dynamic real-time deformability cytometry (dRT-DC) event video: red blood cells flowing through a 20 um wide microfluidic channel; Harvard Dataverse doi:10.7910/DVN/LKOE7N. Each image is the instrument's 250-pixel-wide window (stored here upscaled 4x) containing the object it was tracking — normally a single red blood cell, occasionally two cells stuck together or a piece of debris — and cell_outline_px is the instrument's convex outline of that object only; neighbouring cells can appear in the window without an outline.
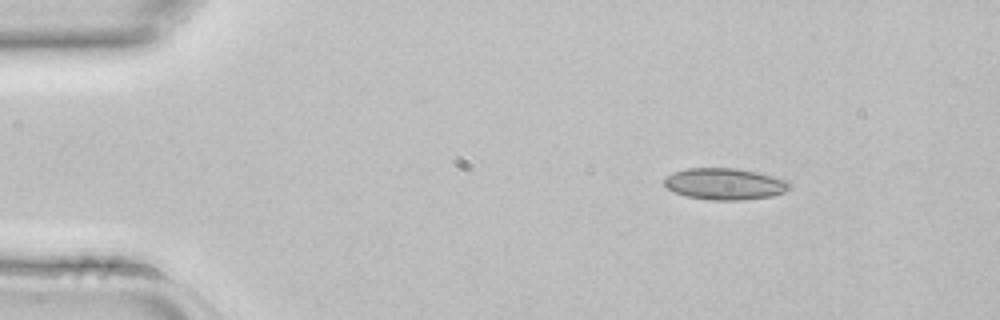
{"species": "common noctule bat (a hibernating species)", "species_latin": "Nyctalus noctula", "temperature_condition": "room temperature", "stored_images_in_passage": 3, "camera_frame_rate_fps": 3000, "um_per_image_px": 0.085, "animal": {"sex": "female", "body_mass_g": 22.7, "forearm_length_mm": 54.2}, "frame": {"image": 1, "passage_image": 1, "time_ms": 0.0, "image_size_px": [1000, 320], "cell_outline_px": [[792, 188], [784, 192], [772, 196], [740, 200], [712, 200], [688, 196], [676, 192], [668, 188], [664, 184], [664, 180], [672, 172], [688, 168], [736, 168], [756, 172], [788, 180], [792, 184]], "centroid_in_image_um": [61.65, 15.63], "position_along_channel_um": 23.3, "area_um2": 22.95}}
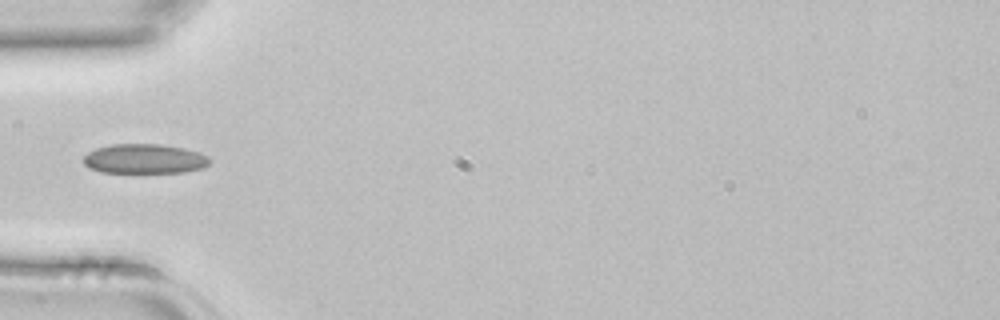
{"frame": {"image": 2, "passage_image": 2, "time_ms": 0.333, "image_size_px": [1000, 320], "cell_outline_px": [[212, 160], [204, 168], [184, 172], [100, 172], [88, 168], [84, 164], [84, 156], [88, 152], [96, 148], [112, 144], [160, 144], [184, 148], [200, 152], [208, 156]], "centroid_in_image_um": [12.3, 13.5], "position_along_channel_um": 72.7, "area_um2": 21.91}}